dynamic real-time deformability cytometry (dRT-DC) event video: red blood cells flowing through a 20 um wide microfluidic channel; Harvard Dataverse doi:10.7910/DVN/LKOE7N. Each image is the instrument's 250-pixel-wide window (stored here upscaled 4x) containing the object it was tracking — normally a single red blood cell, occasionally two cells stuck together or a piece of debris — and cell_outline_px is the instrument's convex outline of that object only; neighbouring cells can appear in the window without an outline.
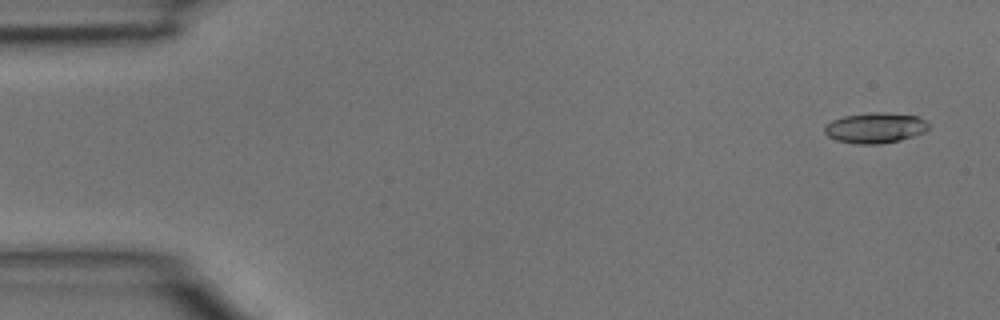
{"species": "common noctule bat (a hibernating species)", "species_latin": "Nyctalus noctula", "temperature_condition": "room temperature", "stored_images_in_passage": 4, "camera_frame_rate_fps": 3000, "um_per_image_px": 0.085, "animal": {"sex": "male", "body_mass_g": 15.6}, "frame": {"image": 1, "passage_image": 1, "time_ms": 0.0, "image_size_px": [1000, 320], "cell_outline_px": [[928, 128], [924, 132], [900, 140], [880, 144], [856, 144], [836, 140], [828, 136], [824, 132], [824, 128], [832, 120], [844, 116], [868, 112], [884, 112], [916, 116], [924, 120], [928, 124]], "centroid_in_image_um": [74.37, 10.87], "position_along_channel_um": 10.6, "area_um2": 18.38}}
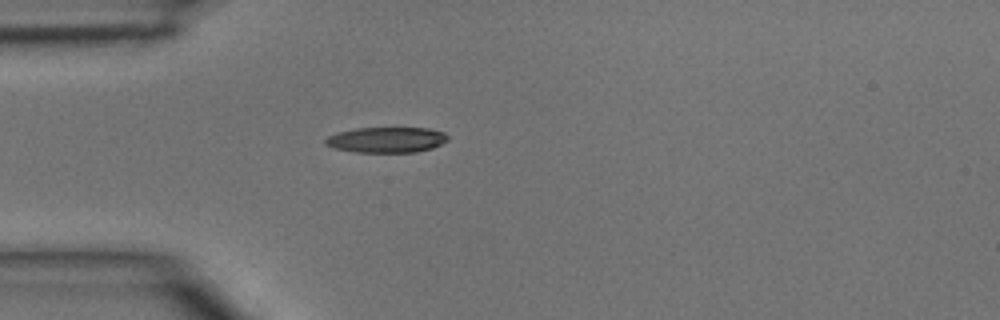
{"frame": {"image": 2, "passage_image": 4, "time_ms": 1.0, "image_size_px": [1000, 320], "cell_outline_px": [[448, 140], [432, 148], [416, 152], [352, 152], [332, 148], [324, 144], [324, 140], [328, 136], [340, 132], [356, 128], [428, 128], [444, 132], [448, 136]], "centroid_in_image_um": [32.83, 11.89], "position_along_channel_um": 52.2, "area_um2": 18.26}}